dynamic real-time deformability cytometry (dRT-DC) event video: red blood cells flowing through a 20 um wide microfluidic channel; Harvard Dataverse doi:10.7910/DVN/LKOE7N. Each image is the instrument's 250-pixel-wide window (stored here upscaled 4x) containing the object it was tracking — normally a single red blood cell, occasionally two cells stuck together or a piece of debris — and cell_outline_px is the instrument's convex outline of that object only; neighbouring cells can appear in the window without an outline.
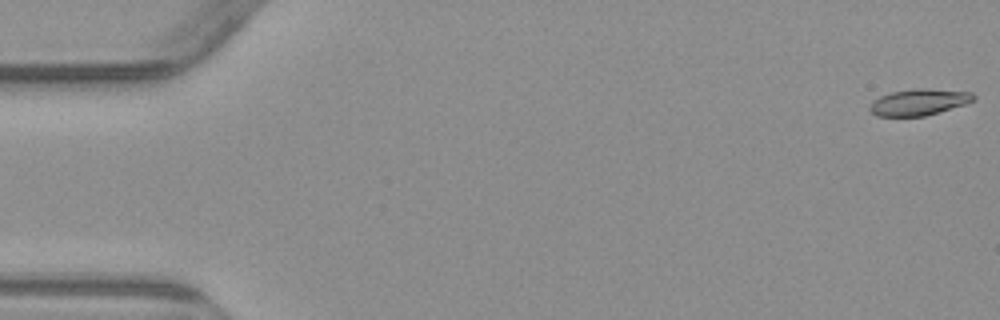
{"species": "common noctule bat (a hibernating species)", "species_latin": "Nyctalus noctula", "temperature_condition": "warm", "stored_images_in_passage": 5, "camera_frame_rate_fps": 3000, "um_per_image_px": 0.085, "animal": {"sex": "male", "body_mass_g": 23.1, "forearm_length_mm": 52.7}, "frame": {"image": 1, "passage_image": 1, "time_ms": 0.0, "image_size_px": [1000, 320], "cell_outline_px": [[976, 100], [940, 112], [924, 116], [876, 116], [868, 108], [880, 96], [892, 92], [916, 88], [924, 88], [972, 92], [976, 96]], "centroid_in_image_um": [78.15, 8.68], "position_along_channel_um": 6.8, "area_um2": 15.84}}
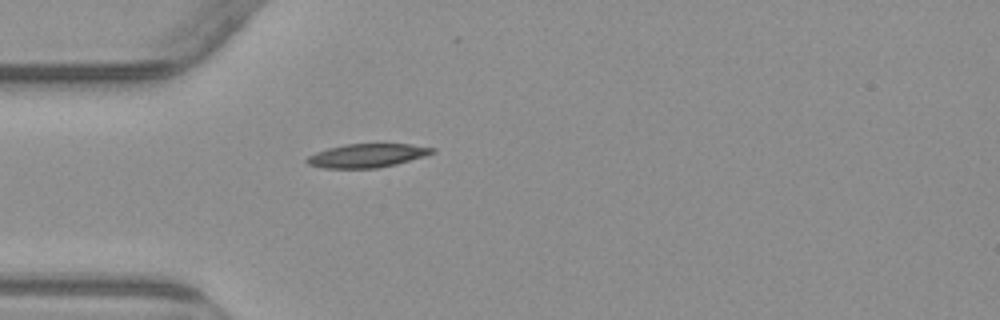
{"frame": {"image": 2, "passage_image": 5, "time_ms": 5.0, "image_size_px": [1000, 320], "cell_outline_px": [[436, 152], [424, 156], [396, 164], [376, 168], [324, 168], [308, 164], [304, 160], [308, 156], [316, 152], [328, 148], [344, 144], [412, 144], [436, 148]], "centroid_in_image_um": [31.21, 13.22], "position_along_channel_um": 53.8, "area_um2": 17.28}}